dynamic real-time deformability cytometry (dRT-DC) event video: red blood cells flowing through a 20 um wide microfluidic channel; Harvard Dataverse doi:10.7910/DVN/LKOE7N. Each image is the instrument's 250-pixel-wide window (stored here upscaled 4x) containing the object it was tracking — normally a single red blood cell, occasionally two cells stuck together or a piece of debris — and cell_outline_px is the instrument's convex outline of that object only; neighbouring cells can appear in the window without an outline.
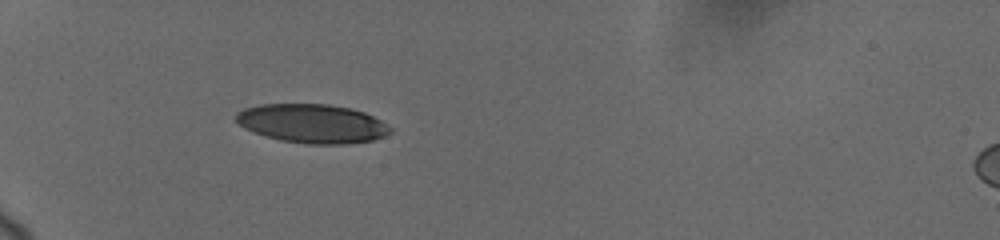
{"species": "human", "species_latin": "Homo sapiens", "temperature_condition": "cold", "stored_images_in_passage": 12, "camera_frame_rate_fps": 3000, "um_per_image_px": 0.085, "donor": {"sex": "female"}, "frame": {"image": 1, "passage_image": 6, "time_ms": 5.333, "image_size_px": [1000, 240], "cell_outline_px": [[392, 132], [384, 136], [372, 140], [344, 144], [308, 144], [280, 140], [264, 136], [244, 128], [236, 120], [236, 112], [244, 108], [260, 104], [328, 104], [348, 108], [364, 112], [380, 120], [392, 128]], "centroid_in_image_um": [26.52, 10.5], "position_along_channel_um": 58.5, "area_um2": 34.91}}
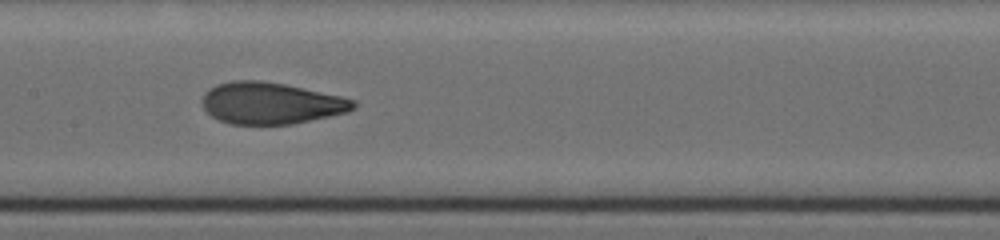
{"frame": {"image": 2, "passage_image": 10, "time_ms": 9.333, "image_size_px": [1000, 240], "cell_outline_px": [[356, 108], [348, 112], [292, 124], [232, 124], [220, 120], [212, 116], [200, 104], [200, 100], [204, 92], [208, 88], [216, 84], [232, 80], [260, 80], [284, 84], [340, 96], [356, 100]], "centroid_in_image_um": [22.99, 8.76], "position_along_channel_um": 184.4, "area_um2": 36.82}}
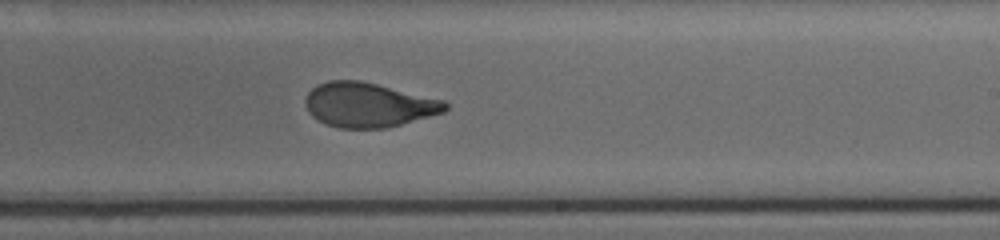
{"frame": {"image": 3, "passage_image": 12, "time_ms": 11.333, "image_size_px": [1000, 240], "cell_outline_px": [[448, 108], [444, 112], [388, 128], [340, 128], [324, 124], [312, 116], [308, 112], [304, 104], [304, 100], [308, 92], [312, 88], [328, 80], [360, 80], [444, 100], [448, 104]], "centroid_in_image_um": [31.29, 8.92], "position_along_channel_um": 257.7, "area_um2": 36.36}}